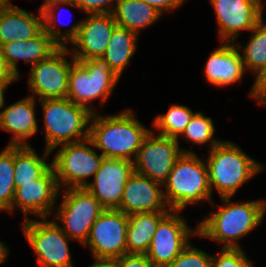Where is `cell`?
<instances>
[{
	"instance_id": "1",
	"label": "cell",
	"mask_w": 266,
	"mask_h": 267,
	"mask_svg": "<svg viewBox=\"0 0 266 267\" xmlns=\"http://www.w3.org/2000/svg\"><path fill=\"white\" fill-rule=\"evenodd\" d=\"M223 205L212 206L218 209L207 213L208 217L200 220L197 238L204 237L222 244V248L240 249L238 242L258 227L265 217L266 201L231 202L233 197H220ZM245 202V203H244Z\"/></svg>"
},
{
	"instance_id": "2",
	"label": "cell",
	"mask_w": 266,
	"mask_h": 267,
	"mask_svg": "<svg viewBox=\"0 0 266 267\" xmlns=\"http://www.w3.org/2000/svg\"><path fill=\"white\" fill-rule=\"evenodd\" d=\"M105 115L98 112L92 115L89 139L103 157L133 162L151 129L142 124L130 108Z\"/></svg>"
},
{
	"instance_id": "3",
	"label": "cell",
	"mask_w": 266,
	"mask_h": 267,
	"mask_svg": "<svg viewBox=\"0 0 266 267\" xmlns=\"http://www.w3.org/2000/svg\"><path fill=\"white\" fill-rule=\"evenodd\" d=\"M205 159L209 186L220 197H234L237 190L265 168L251 158L240 146L221 140Z\"/></svg>"
},
{
	"instance_id": "4",
	"label": "cell",
	"mask_w": 266,
	"mask_h": 267,
	"mask_svg": "<svg viewBox=\"0 0 266 267\" xmlns=\"http://www.w3.org/2000/svg\"><path fill=\"white\" fill-rule=\"evenodd\" d=\"M163 188L165 202L172 211L182 212L189 205L214 200L205 159L196 153H183L176 160Z\"/></svg>"
},
{
	"instance_id": "5",
	"label": "cell",
	"mask_w": 266,
	"mask_h": 267,
	"mask_svg": "<svg viewBox=\"0 0 266 267\" xmlns=\"http://www.w3.org/2000/svg\"><path fill=\"white\" fill-rule=\"evenodd\" d=\"M44 121L45 149L89 138L93 113L68 98L39 100Z\"/></svg>"
},
{
	"instance_id": "6",
	"label": "cell",
	"mask_w": 266,
	"mask_h": 267,
	"mask_svg": "<svg viewBox=\"0 0 266 267\" xmlns=\"http://www.w3.org/2000/svg\"><path fill=\"white\" fill-rule=\"evenodd\" d=\"M119 79L100 59L76 60L70 69L67 98L97 113L93 101L99 99L104 106Z\"/></svg>"
},
{
	"instance_id": "7",
	"label": "cell",
	"mask_w": 266,
	"mask_h": 267,
	"mask_svg": "<svg viewBox=\"0 0 266 267\" xmlns=\"http://www.w3.org/2000/svg\"><path fill=\"white\" fill-rule=\"evenodd\" d=\"M92 141L88 138L83 141L66 143L55 147L56 150L51 165L62 189L85 188L91 176L98 171L103 156L98 155Z\"/></svg>"
},
{
	"instance_id": "8",
	"label": "cell",
	"mask_w": 266,
	"mask_h": 267,
	"mask_svg": "<svg viewBox=\"0 0 266 267\" xmlns=\"http://www.w3.org/2000/svg\"><path fill=\"white\" fill-rule=\"evenodd\" d=\"M64 192V193H62ZM62 200L52 215L61 230L72 240L83 246L90 234L92 225L105 210L98 200L85 188L62 189ZM61 224H59V221Z\"/></svg>"
},
{
	"instance_id": "9",
	"label": "cell",
	"mask_w": 266,
	"mask_h": 267,
	"mask_svg": "<svg viewBox=\"0 0 266 267\" xmlns=\"http://www.w3.org/2000/svg\"><path fill=\"white\" fill-rule=\"evenodd\" d=\"M37 219V220H36ZM26 219L21 226L40 267H74L68 241L71 239L54 220Z\"/></svg>"
},
{
	"instance_id": "10",
	"label": "cell",
	"mask_w": 266,
	"mask_h": 267,
	"mask_svg": "<svg viewBox=\"0 0 266 267\" xmlns=\"http://www.w3.org/2000/svg\"><path fill=\"white\" fill-rule=\"evenodd\" d=\"M68 46L59 47L48 58L31 67L28 86L31 96L38 100L67 98L71 66L76 60Z\"/></svg>"
},
{
	"instance_id": "11",
	"label": "cell",
	"mask_w": 266,
	"mask_h": 267,
	"mask_svg": "<svg viewBox=\"0 0 266 267\" xmlns=\"http://www.w3.org/2000/svg\"><path fill=\"white\" fill-rule=\"evenodd\" d=\"M151 129L144 138L133 161L134 171L163 185L176 160L183 153H196L180 148L175 138L155 134Z\"/></svg>"
},
{
	"instance_id": "12",
	"label": "cell",
	"mask_w": 266,
	"mask_h": 267,
	"mask_svg": "<svg viewBox=\"0 0 266 267\" xmlns=\"http://www.w3.org/2000/svg\"><path fill=\"white\" fill-rule=\"evenodd\" d=\"M128 215L117 209H105L92 225L83 245L94 260H114L127 254Z\"/></svg>"
},
{
	"instance_id": "13",
	"label": "cell",
	"mask_w": 266,
	"mask_h": 267,
	"mask_svg": "<svg viewBox=\"0 0 266 267\" xmlns=\"http://www.w3.org/2000/svg\"><path fill=\"white\" fill-rule=\"evenodd\" d=\"M198 236V228L188 226L180 211H170L158 224L146 253L154 267H167Z\"/></svg>"
},
{
	"instance_id": "14",
	"label": "cell",
	"mask_w": 266,
	"mask_h": 267,
	"mask_svg": "<svg viewBox=\"0 0 266 267\" xmlns=\"http://www.w3.org/2000/svg\"><path fill=\"white\" fill-rule=\"evenodd\" d=\"M217 20L221 42H236L240 33L251 31L263 18V0H209Z\"/></svg>"
},
{
	"instance_id": "15",
	"label": "cell",
	"mask_w": 266,
	"mask_h": 267,
	"mask_svg": "<svg viewBox=\"0 0 266 267\" xmlns=\"http://www.w3.org/2000/svg\"><path fill=\"white\" fill-rule=\"evenodd\" d=\"M59 192L60 188L51 165L39 178L32 182L20 183V187L15 188L12 206L8 212L20 210L25 216L24 220L29 219L28 215L31 214L37 218H48L56 209Z\"/></svg>"
},
{
	"instance_id": "16",
	"label": "cell",
	"mask_w": 266,
	"mask_h": 267,
	"mask_svg": "<svg viewBox=\"0 0 266 267\" xmlns=\"http://www.w3.org/2000/svg\"><path fill=\"white\" fill-rule=\"evenodd\" d=\"M134 172L133 162L127 159L106 158L85 187L104 209H118L129 176Z\"/></svg>"
},
{
	"instance_id": "17",
	"label": "cell",
	"mask_w": 266,
	"mask_h": 267,
	"mask_svg": "<svg viewBox=\"0 0 266 267\" xmlns=\"http://www.w3.org/2000/svg\"><path fill=\"white\" fill-rule=\"evenodd\" d=\"M117 26L111 13L88 14L81 20L77 37L70 43V52L75 60L101 59L111 34Z\"/></svg>"
},
{
	"instance_id": "18",
	"label": "cell",
	"mask_w": 266,
	"mask_h": 267,
	"mask_svg": "<svg viewBox=\"0 0 266 267\" xmlns=\"http://www.w3.org/2000/svg\"><path fill=\"white\" fill-rule=\"evenodd\" d=\"M117 210L126 215L171 211L164 199L163 185L135 171L127 180Z\"/></svg>"
},
{
	"instance_id": "19",
	"label": "cell",
	"mask_w": 266,
	"mask_h": 267,
	"mask_svg": "<svg viewBox=\"0 0 266 267\" xmlns=\"http://www.w3.org/2000/svg\"><path fill=\"white\" fill-rule=\"evenodd\" d=\"M36 98L29 95L0 110V129L12 133L8 145L31 146L28 139L38 133Z\"/></svg>"
},
{
	"instance_id": "20",
	"label": "cell",
	"mask_w": 266,
	"mask_h": 267,
	"mask_svg": "<svg viewBox=\"0 0 266 267\" xmlns=\"http://www.w3.org/2000/svg\"><path fill=\"white\" fill-rule=\"evenodd\" d=\"M203 71L206 81L218 88H225L242 80L246 71L236 42L223 41L209 55Z\"/></svg>"
},
{
	"instance_id": "21",
	"label": "cell",
	"mask_w": 266,
	"mask_h": 267,
	"mask_svg": "<svg viewBox=\"0 0 266 267\" xmlns=\"http://www.w3.org/2000/svg\"><path fill=\"white\" fill-rule=\"evenodd\" d=\"M36 10L38 16L14 4L0 6V46L37 36L43 30V15L40 7Z\"/></svg>"
},
{
	"instance_id": "22",
	"label": "cell",
	"mask_w": 266,
	"mask_h": 267,
	"mask_svg": "<svg viewBox=\"0 0 266 267\" xmlns=\"http://www.w3.org/2000/svg\"><path fill=\"white\" fill-rule=\"evenodd\" d=\"M59 47L44 30L32 39L12 41L1 45L6 64L18 79L21 78L17 66L20 60H24L25 63L33 66L48 58Z\"/></svg>"
},
{
	"instance_id": "23",
	"label": "cell",
	"mask_w": 266,
	"mask_h": 267,
	"mask_svg": "<svg viewBox=\"0 0 266 267\" xmlns=\"http://www.w3.org/2000/svg\"><path fill=\"white\" fill-rule=\"evenodd\" d=\"M111 14L117 26L126 28L138 36L141 30L162 18L154 7L141 0H116Z\"/></svg>"
},
{
	"instance_id": "24",
	"label": "cell",
	"mask_w": 266,
	"mask_h": 267,
	"mask_svg": "<svg viewBox=\"0 0 266 267\" xmlns=\"http://www.w3.org/2000/svg\"><path fill=\"white\" fill-rule=\"evenodd\" d=\"M138 37L136 33L120 26H116L111 34L100 60L119 78L135 55Z\"/></svg>"
},
{
	"instance_id": "25",
	"label": "cell",
	"mask_w": 266,
	"mask_h": 267,
	"mask_svg": "<svg viewBox=\"0 0 266 267\" xmlns=\"http://www.w3.org/2000/svg\"><path fill=\"white\" fill-rule=\"evenodd\" d=\"M168 213L151 212L128 215L127 254H146L159 222Z\"/></svg>"
},
{
	"instance_id": "26",
	"label": "cell",
	"mask_w": 266,
	"mask_h": 267,
	"mask_svg": "<svg viewBox=\"0 0 266 267\" xmlns=\"http://www.w3.org/2000/svg\"><path fill=\"white\" fill-rule=\"evenodd\" d=\"M44 154L39 156L31 146H14V181L15 188L20 187V183L32 182L39 178L50 166L46 160L51 155V151L44 149Z\"/></svg>"
},
{
	"instance_id": "27",
	"label": "cell",
	"mask_w": 266,
	"mask_h": 267,
	"mask_svg": "<svg viewBox=\"0 0 266 267\" xmlns=\"http://www.w3.org/2000/svg\"><path fill=\"white\" fill-rule=\"evenodd\" d=\"M69 6L80 10L73 0H44L40 5L43 15V30L60 46L66 47L78 35L81 20L74 23L67 30L62 31L59 27V16L56 14L61 6ZM58 17H57V16ZM62 25V24H61ZM65 25V24H64ZM67 44V45H66Z\"/></svg>"
},
{
	"instance_id": "28",
	"label": "cell",
	"mask_w": 266,
	"mask_h": 267,
	"mask_svg": "<svg viewBox=\"0 0 266 267\" xmlns=\"http://www.w3.org/2000/svg\"><path fill=\"white\" fill-rule=\"evenodd\" d=\"M264 18L250 31V39L244 47H236L242 52L241 57L246 72L254 74L266 63V22Z\"/></svg>"
},
{
	"instance_id": "29",
	"label": "cell",
	"mask_w": 266,
	"mask_h": 267,
	"mask_svg": "<svg viewBox=\"0 0 266 267\" xmlns=\"http://www.w3.org/2000/svg\"><path fill=\"white\" fill-rule=\"evenodd\" d=\"M195 113L190 107L175 103L168 108L165 114H157L153 119L152 126L159 135L175 138L179 142V136Z\"/></svg>"
},
{
	"instance_id": "30",
	"label": "cell",
	"mask_w": 266,
	"mask_h": 267,
	"mask_svg": "<svg viewBox=\"0 0 266 267\" xmlns=\"http://www.w3.org/2000/svg\"><path fill=\"white\" fill-rule=\"evenodd\" d=\"M14 191V146L6 145L0 151V212L11 209Z\"/></svg>"
},
{
	"instance_id": "31",
	"label": "cell",
	"mask_w": 266,
	"mask_h": 267,
	"mask_svg": "<svg viewBox=\"0 0 266 267\" xmlns=\"http://www.w3.org/2000/svg\"><path fill=\"white\" fill-rule=\"evenodd\" d=\"M215 129L211 117L204 116L202 112H196L179 137L187 140V143L191 141L196 145L209 144L211 150L221 141L214 137Z\"/></svg>"
},
{
	"instance_id": "32",
	"label": "cell",
	"mask_w": 266,
	"mask_h": 267,
	"mask_svg": "<svg viewBox=\"0 0 266 267\" xmlns=\"http://www.w3.org/2000/svg\"><path fill=\"white\" fill-rule=\"evenodd\" d=\"M212 255L189 245L167 267H211Z\"/></svg>"
},
{
	"instance_id": "33",
	"label": "cell",
	"mask_w": 266,
	"mask_h": 267,
	"mask_svg": "<svg viewBox=\"0 0 266 267\" xmlns=\"http://www.w3.org/2000/svg\"><path fill=\"white\" fill-rule=\"evenodd\" d=\"M217 255L212 254L211 267H254L244 249L221 248Z\"/></svg>"
},
{
	"instance_id": "34",
	"label": "cell",
	"mask_w": 266,
	"mask_h": 267,
	"mask_svg": "<svg viewBox=\"0 0 266 267\" xmlns=\"http://www.w3.org/2000/svg\"><path fill=\"white\" fill-rule=\"evenodd\" d=\"M86 15L112 13L116 0H73Z\"/></svg>"
},
{
	"instance_id": "35",
	"label": "cell",
	"mask_w": 266,
	"mask_h": 267,
	"mask_svg": "<svg viewBox=\"0 0 266 267\" xmlns=\"http://www.w3.org/2000/svg\"><path fill=\"white\" fill-rule=\"evenodd\" d=\"M113 261L117 267H154L146 254H124Z\"/></svg>"
},
{
	"instance_id": "36",
	"label": "cell",
	"mask_w": 266,
	"mask_h": 267,
	"mask_svg": "<svg viewBox=\"0 0 266 267\" xmlns=\"http://www.w3.org/2000/svg\"><path fill=\"white\" fill-rule=\"evenodd\" d=\"M254 75V82L249 90L251 99H256L266 89V63Z\"/></svg>"
},
{
	"instance_id": "37",
	"label": "cell",
	"mask_w": 266,
	"mask_h": 267,
	"mask_svg": "<svg viewBox=\"0 0 266 267\" xmlns=\"http://www.w3.org/2000/svg\"><path fill=\"white\" fill-rule=\"evenodd\" d=\"M141 1L154 7L158 11V13H160L162 16L167 11L171 12L179 7H182V5L185 3L184 0H141Z\"/></svg>"
},
{
	"instance_id": "38",
	"label": "cell",
	"mask_w": 266,
	"mask_h": 267,
	"mask_svg": "<svg viewBox=\"0 0 266 267\" xmlns=\"http://www.w3.org/2000/svg\"><path fill=\"white\" fill-rule=\"evenodd\" d=\"M19 80L9 69L6 64L3 52L0 46V81H17Z\"/></svg>"
},
{
	"instance_id": "39",
	"label": "cell",
	"mask_w": 266,
	"mask_h": 267,
	"mask_svg": "<svg viewBox=\"0 0 266 267\" xmlns=\"http://www.w3.org/2000/svg\"><path fill=\"white\" fill-rule=\"evenodd\" d=\"M15 81H0V109L4 108L5 104V90L9 87L10 84Z\"/></svg>"
},
{
	"instance_id": "40",
	"label": "cell",
	"mask_w": 266,
	"mask_h": 267,
	"mask_svg": "<svg viewBox=\"0 0 266 267\" xmlns=\"http://www.w3.org/2000/svg\"><path fill=\"white\" fill-rule=\"evenodd\" d=\"M94 263L89 267H117V264L113 260H93Z\"/></svg>"
},
{
	"instance_id": "41",
	"label": "cell",
	"mask_w": 266,
	"mask_h": 267,
	"mask_svg": "<svg viewBox=\"0 0 266 267\" xmlns=\"http://www.w3.org/2000/svg\"><path fill=\"white\" fill-rule=\"evenodd\" d=\"M9 249L3 241L0 240V265L6 262L7 256L9 255Z\"/></svg>"
},
{
	"instance_id": "42",
	"label": "cell",
	"mask_w": 266,
	"mask_h": 267,
	"mask_svg": "<svg viewBox=\"0 0 266 267\" xmlns=\"http://www.w3.org/2000/svg\"><path fill=\"white\" fill-rule=\"evenodd\" d=\"M255 100L257 104L266 106V89Z\"/></svg>"
},
{
	"instance_id": "43",
	"label": "cell",
	"mask_w": 266,
	"mask_h": 267,
	"mask_svg": "<svg viewBox=\"0 0 266 267\" xmlns=\"http://www.w3.org/2000/svg\"><path fill=\"white\" fill-rule=\"evenodd\" d=\"M13 3L11 2V0H0V6L3 5H12Z\"/></svg>"
}]
</instances>
